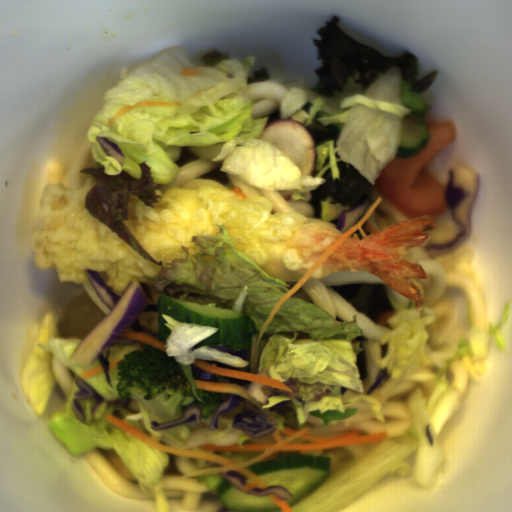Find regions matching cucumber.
Returning a JSON list of instances; mask_svg holds the SVG:
<instances>
[{"instance_id": "1", "label": "cucumber", "mask_w": 512, "mask_h": 512, "mask_svg": "<svg viewBox=\"0 0 512 512\" xmlns=\"http://www.w3.org/2000/svg\"><path fill=\"white\" fill-rule=\"evenodd\" d=\"M158 336L164 341L171 330L164 323L162 313L179 322H191L218 328L216 332L198 345L223 346L229 350H246L251 347L256 331L252 318L216 303H196L179 300L167 295L157 297Z\"/></svg>"}, {"instance_id": "2", "label": "cucumber", "mask_w": 512, "mask_h": 512, "mask_svg": "<svg viewBox=\"0 0 512 512\" xmlns=\"http://www.w3.org/2000/svg\"><path fill=\"white\" fill-rule=\"evenodd\" d=\"M331 456L290 455L244 467L268 487L281 486L293 496L285 500L291 508L313 490L324 484L330 476Z\"/></svg>"}, {"instance_id": "4", "label": "cucumber", "mask_w": 512, "mask_h": 512, "mask_svg": "<svg viewBox=\"0 0 512 512\" xmlns=\"http://www.w3.org/2000/svg\"><path fill=\"white\" fill-rule=\"evenodd\" d=\"M431 133L423 112H412L402 118L396 156L410 158L428 145Z\"/></svg>"}, {"instance_id": "5", "label": "cucumber", "mask_w": 512, "mask_h": 512, "mask_svg": "<svg viewBox=\"0 0 512 512\" xmlns=\"http://www.w3.org/2000/svg\"><path fill=\"white\" fill-rule=\"evenodd\" d=\"M243 477H244V480H245L246 483L247 482H253L251 479L247 478L246 476L243 475Z\"/></svg>"}, {"instance_id": "3", "label": "cucumber", "mask_w": 512, "mask_h": 512, "mask_svg": "<svg viewBox=\"0 0 512 512\" xmlns=\"http://www.w3.org/2000/svg\"><path fill=\"white\" fill-rule=\"evenodd\" d=\"M218 500L231 512H283L269 496L247 495L224 477L216 486Z\"/></svg>"}]
</instances>
